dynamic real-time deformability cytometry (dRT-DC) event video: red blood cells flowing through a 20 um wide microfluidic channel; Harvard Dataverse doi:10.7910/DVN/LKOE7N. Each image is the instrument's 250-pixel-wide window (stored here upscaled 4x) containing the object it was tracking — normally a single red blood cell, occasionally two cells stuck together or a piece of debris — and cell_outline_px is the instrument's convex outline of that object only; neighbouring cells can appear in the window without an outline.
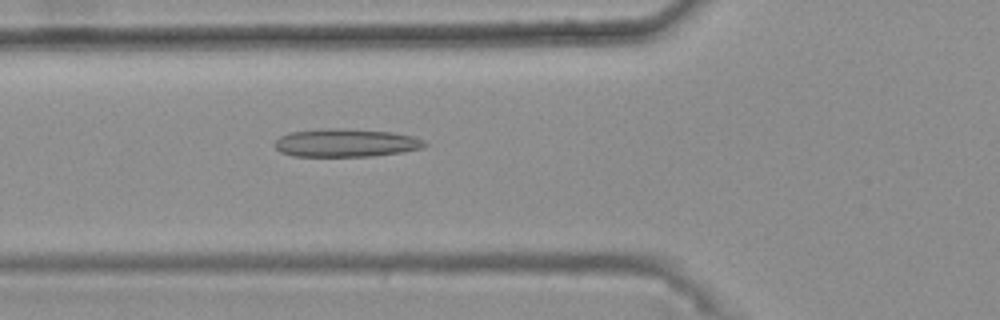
{"species": "common noctule bat (a hibernating species)", "species_latin": "Nyctalus noctula", "temperature_condition": "warm", "stored_images_in_passage": 48, "camera_frame_rate_fps": 3000, "um_per_image_px": 0.085, "animal": {"sex": "female", "body_mass_g": 25.1}, "frame": {"image": 1, "passage_image": 19, "time_ms": 6.0, "image_size_px": [1000, 320], "cell_outline_px": [[428, 144], [420, 148], [400, 152], [372, 156], [292, 156], [280, 152], [276, 148], [276, 140], [280, 136], [288, 132], [324, 128], [340, 128], [392, 132], [412, 136], [424, 140]], "centroid_in_image_um": [29.36, 12.13], "position_along_channel_um": 96.4, "area_um2": 24.51}}
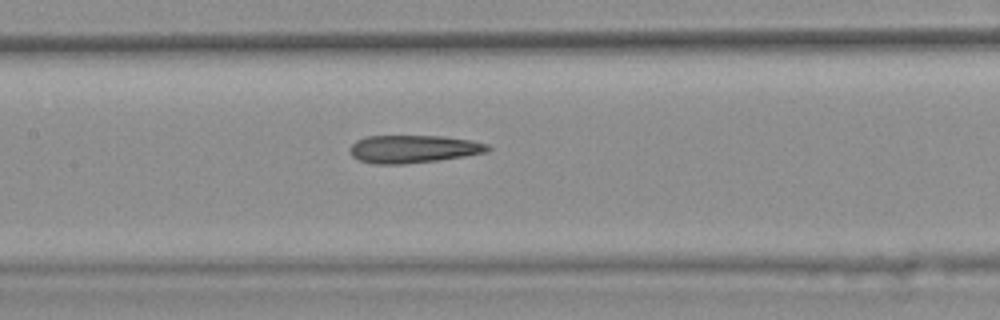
{"frame": {"image": 2, "passage_image": 25, "time_ms": 8.0, "image_size_px": [1000, 320], "cell_outline_px": [[492, 148], [488, 152], [464, 156], [436, 160], [404, 164], [372, 164], [360, 160], [352, 156], [348, 148], [356, 140], [364, 136], [444, 136], [472, 140], [488, 144]], "centroid_in_image_um": [35.12, 12.66], "position_along_channel_um": 172.3, "area_um2": 22.48}}
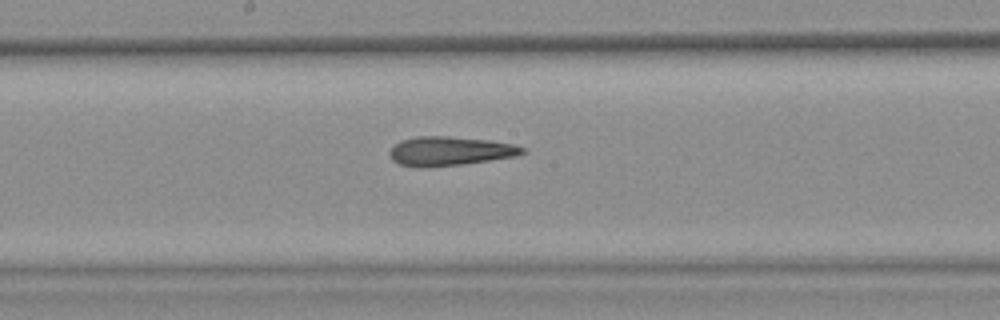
{"frame": {"image": 3, "passage_image": 28, "time_ms": 9.0, "image_size_px": [1000, 320], "cell_outline_px": [[528, 152], [516, 156], [460, 164], [400, 164], [392, 160], [388, 152], [400, 140], [416, 136], [448, 136], [492, 140], [516, 144], [524, 148]], "centroid_in_image_um": [38.33, 12.78], "position_along_channel_um": 209.9, "area_um2": 21.73}, "authors_computed_cell_mechanics": {"area_um2": 22.9466, "velocity_mm_per_s": 3.7792, "shape_relaxation_time_tau1_ms": null, "shape_relaxation_time_tau2_ms": 11.1232, "deformation_change_tau1": null, "deformation_change_tau2": 0.2568}}